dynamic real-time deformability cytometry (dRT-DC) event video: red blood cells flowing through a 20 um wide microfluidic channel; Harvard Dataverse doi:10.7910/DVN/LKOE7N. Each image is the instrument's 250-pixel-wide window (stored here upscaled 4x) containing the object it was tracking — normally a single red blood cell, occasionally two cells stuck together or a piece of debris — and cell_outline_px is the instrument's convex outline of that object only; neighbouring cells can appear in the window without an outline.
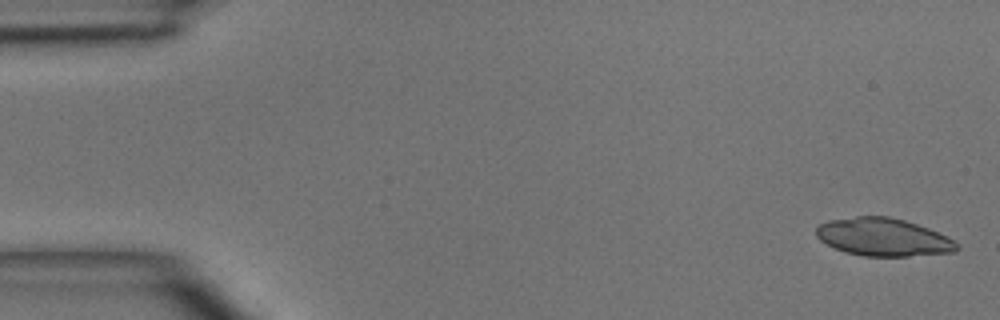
{"species": "common noctule bat (a hibernating species)", "species_latin": "Nyctalus noctula", "temperature_condition": "room temperature", "stored_images_in_passage": 5, "camera_frame_rate_fps": 3000, "um_per_image_px": 0.085, "animal": {"sex": "male", "body_mass_g": 15.6}, "frame": {"image": 1, "passage_image": 1, "time_ms": 0.0, "image_size_px": [1000, 320], "cell_outline_px": [[960, 248], [956, 252], [908, 256], [864, 256], [844, 252], [820, 240], [816, 236], [816, 228], [820, 224], [828, 220], [856, 216], [888, 216], [904, 220], [928, 228], [960, 244]], "centroid_in_image_um": [75.07, 20.16], "position_along_channel_um": 9.9, "area_um2": 30.92}}